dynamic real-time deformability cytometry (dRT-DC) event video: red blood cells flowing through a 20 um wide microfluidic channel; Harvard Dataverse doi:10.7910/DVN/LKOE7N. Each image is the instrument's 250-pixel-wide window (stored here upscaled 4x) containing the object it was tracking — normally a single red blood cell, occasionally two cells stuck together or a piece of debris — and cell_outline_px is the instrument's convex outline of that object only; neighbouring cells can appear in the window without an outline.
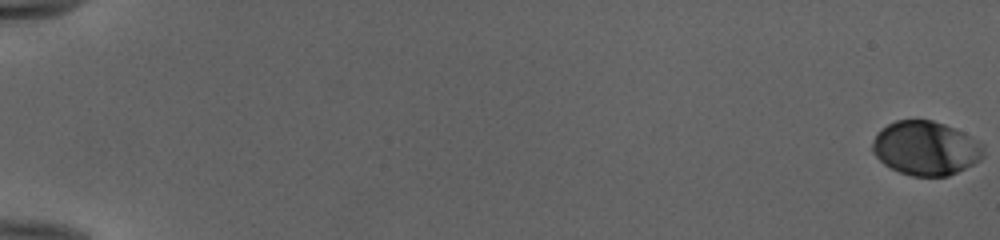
{"species": "human", "species_latin": "Homo sapiens", "temperature_condition": "cold", "stored_images_in_passage": 55, "camera_frame_rate_fps": 3000, "um_per_image_px": 0.085, "donor": {"sex": "female"}, "frame": {"image": 1, "passage_image": 1, "time_ms": 0.0, "image_size_px": [1000, 240], "cell_outline_px": [[984, 156], [980, 160], [948, 176], [912, 176], [900, 172], [884, 164], [872, 152], [872, 140], [876, 132], [880, 128], [896, 120], [932, 120], [944, 124], [964, 132], [984, 144]], "centroid_in_image_um": [78.68, 12.58], "position_along_channel_um": 6.3, "area_um2": 35.14}}
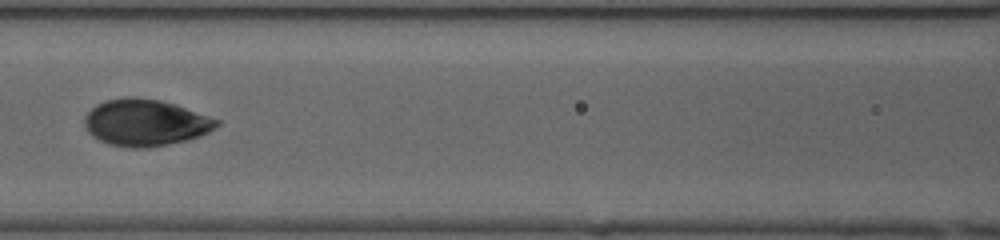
{"frame": {"image": 2, "passage_image": 28, "time_ms": 9.0, "image_size_px": [1000, 240], "cell_outline_px": [[220, 124], [216, 128], [200, 136], [168, 144], [148, 148], [132, 148], [108, 144], [92, 136], [88, 132], [84, 124], [84, 116], [96, 104], [104, 100], [128, 96], [136, 96], [160, 100], [220, 120]], "centroid_in_image_um": [12.32, 10.42], "position_along_channel_um": 154.3, "area_um2": 35.89}}
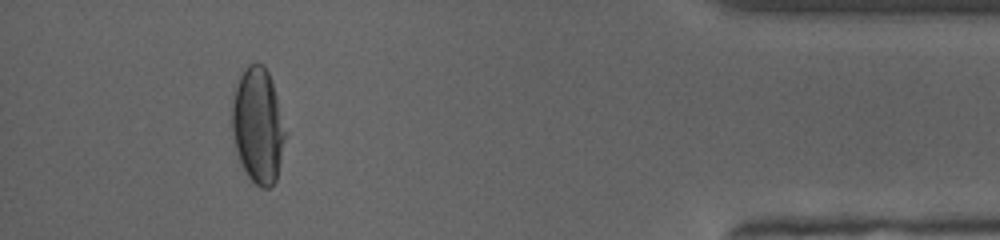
{"frame": {"image": 3, "passage_image": 51, "time_ms": 16.667, "image_size_px": [1000, 240], "cell_outline_px": [[284, 140], [276, 180], [268, 188], [260, 188], [248, 176], [240, 164], [232, 132], [232, 100], [240, 76], [244, 68], [248, 64], [264, 64], [268, 72], [276, 96], [284, 132]], "centroid_in_image_um": [21.89, 10.68], "position_along_channel_um": 413.3, "area_um2": 35.03}, "authors_computed_cell_mechanics": {"area_um2": 35.4314, "velocity_mm_per_s": 3.9742, "shape_relaxation_time_tau1_ms": 3.0423, "shape_relaxation_time_tau2_ms": null, "deformation_change_tau1": 0.1562, "deformation_change_tau2": null}}